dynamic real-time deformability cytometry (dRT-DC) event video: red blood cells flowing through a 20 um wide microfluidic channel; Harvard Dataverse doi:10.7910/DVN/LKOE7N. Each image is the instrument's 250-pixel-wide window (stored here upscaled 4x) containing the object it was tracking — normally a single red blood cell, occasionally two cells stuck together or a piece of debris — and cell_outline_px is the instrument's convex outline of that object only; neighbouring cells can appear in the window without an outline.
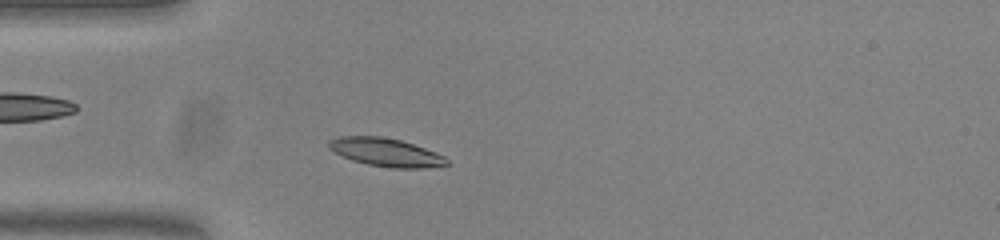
{"species": "common noctule bat (a hibernating species)", "species_latin": "Nyctalus noctula", "temperature_condition": "warm", "stored_images_in_passage": 46, "camera_frame_rate_fps": 3000, "um_per_image_px": 0.085, "animal": {"sex": "female", "body_mass_g": 23.0, "forearm_length_mm": 53.4}, "frame": {"image": 1, "passage_image": 7, "time_ms": 2.0, "image_size_px": [1000, 240], "cell_outline_px": [[448, 164], [424, 168], [392, 168], [368, 164], [352, 160], [328, 148], [328, 140], [340, 136], [380, 136], [400, 140], [436, 152], [444, 156], [448, 160]], "centroid_in_image_um": [32.79, 12.94], "position_along_channel_um": 52.2, "area_um2": 19.19}}
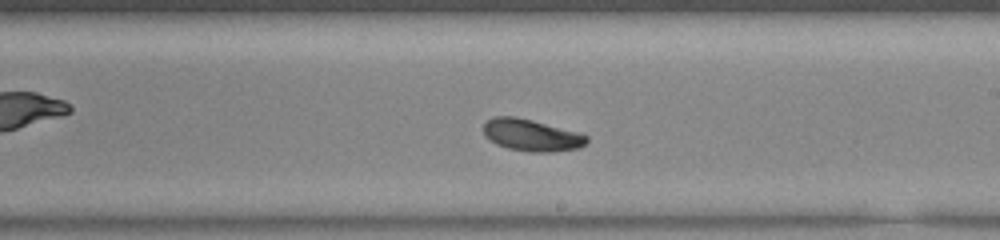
{"frame": {"image": 2, "passage_image": 23, "time_ms": 7.333, "image_size_px": [1000, 240], "cell_outline_px": [[588, 140], [580, 148], [552, 152], [528, 152], [508, 148], [496, 144], [484, 136], [484, 124], [488, 120], [496, 116], [516, 116], [532, 120], [576, 132], [588, 136]], "centroid_in_image_um": [45.15, 11.5], "position_along_channel_um": 243.8, "area_um2": 19.07}}
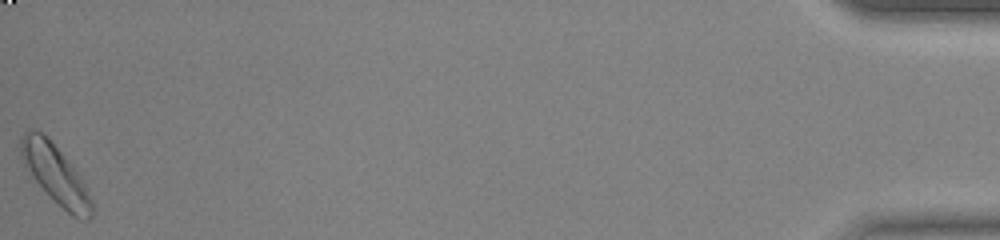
{"frame": {"image": 3, "passage_image": 46, "time_ms": 15.0, "image_size_px": [1000, 240], "cell_outline_px": [[92, 216], [88, 220], [84, 220], [72, 216], [48, 196], [24, 164], [20, 156], [20, 140], [24, 132], [28, 128], [32, 128], [40, 132], [60, 152], [80, 176], [92, 200]], "centroid_in_image_um": [4.7, 14.84], "position_along_channel_um": 430.5, "area_um2": 23.7}, "authors_computed_cell_mechanics": {"area_um2": 19.0162, "velocity_mm_per_s": 3.7571, "shape_relaxation_time_tau1_ms": 5.6835, "shape_relaxation_time_tau2_ms": null, "deformation_change_tau1": 0.1467, "deformation_change_tau2": null}}